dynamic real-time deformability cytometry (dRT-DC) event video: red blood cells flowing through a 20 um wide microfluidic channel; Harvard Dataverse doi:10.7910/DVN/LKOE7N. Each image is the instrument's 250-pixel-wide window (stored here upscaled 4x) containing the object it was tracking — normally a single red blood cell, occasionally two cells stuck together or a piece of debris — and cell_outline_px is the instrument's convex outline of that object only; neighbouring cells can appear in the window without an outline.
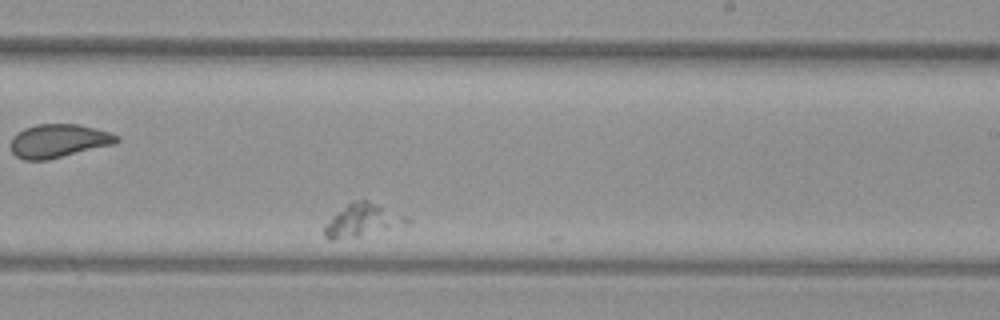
{"species": "common noctule bat (a hibernating species)", "species_latin": "Nyctalus noctula", "temperature_condition": "warm", "stored_images_in_passage": 52, "camera_frame_rate_fps": 3000, "um_per_image_px": 0.085, "animal": {"sex": "female", "body_mass_g": 29.2, "forearm_length_mm": 56.3}, "frame": {"image": 1, "passage_image": 34, "time_ms": 11.0, "image_size_px": [1000, 320], "cell_outline_px": [[412, 220], [356, 236], [332, 240], [328, 240], [324, 236], [324, 228], [332, 216], [336, 212], [352, 200], [368, 200], [408, 216]], "centroid_in_image_um": [30.72, 18.68], "position_along_channel_um": 258.3, "area_um2": 14.97}}
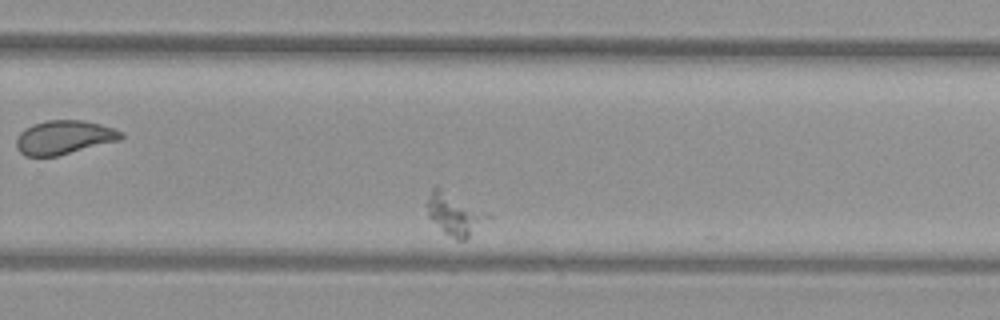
{"frame": {"image": 2, "passage_image": 37, "time_ms": 12.0, "image_size_px": [1000, 320], "cell_outline_px": [[492, 216], [464, 240], [456, 240], [444, 232], [428, 216], [424, 204], [432, 188], [436, 184]], "centroid_in_image_um": [38.57, 18.16], "position_along_channel_um": 291.2, "area_um2": 14.8}}
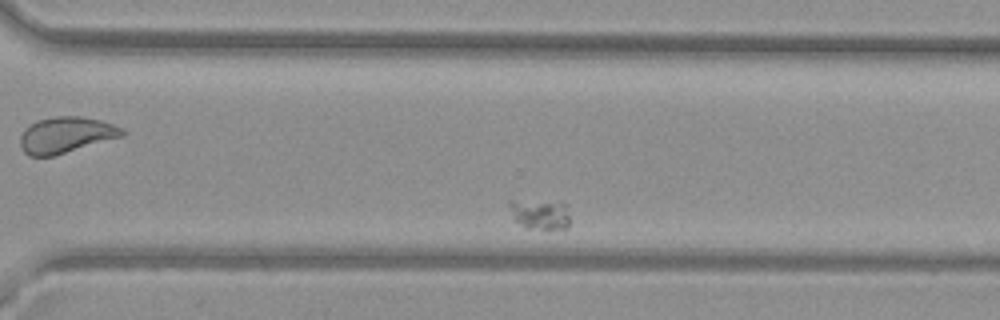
{"frame": {"image": 3, "passage_image": 40, "time_ms": 13.0, "image_size_px": [1000, 320], "cell_outline_px": [[568, 228], [524, 228], [512, 220], [508, 208], [508, 200], [560, 200], [564, 204], [568, 216]], "centroid_in_image_um": [45.8, 18.16], "position_along_channel_um": 324.8, "area_um2": 11.04}}